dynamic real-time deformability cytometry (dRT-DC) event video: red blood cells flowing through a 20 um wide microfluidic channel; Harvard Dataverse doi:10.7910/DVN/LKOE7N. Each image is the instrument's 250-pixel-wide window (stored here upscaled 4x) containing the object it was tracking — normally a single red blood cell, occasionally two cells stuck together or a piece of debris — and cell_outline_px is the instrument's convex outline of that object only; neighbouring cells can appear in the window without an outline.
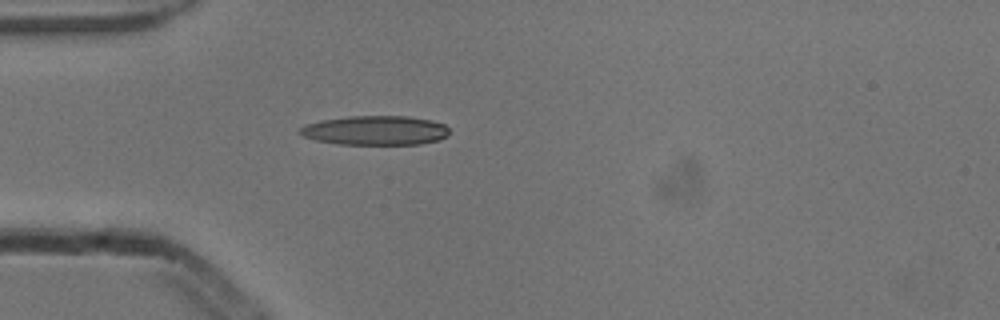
{"species": "common noctule bat (a hibernating species)", "species_latin": "Nyctalus noctula", "temperature_condition": "cold", "stored_images_in_passage": 14, "camera_frame_rate_fps": 3000, "um_per_image_px": 0.085, "animal": {"sex": "male", "body_mass_g": 13.3}, "frame": {"image": 1, "passage_image": 1, "time_ms": 0.0, "image_size_px": [1000, 320], "cell_outline_px": [[448, 136], [440, 140], [420, 144], [340, 144], [316, 140], [304, 136], [296, 132], [304, 124], [320, 120], [348, 116], [408, 116], [432, 120], [444, 124], [448, 128]], "centroid_in_image_um": [31.9, 11.08], "position_along_channel_um": 53.1, "area_um2": 25.72}}
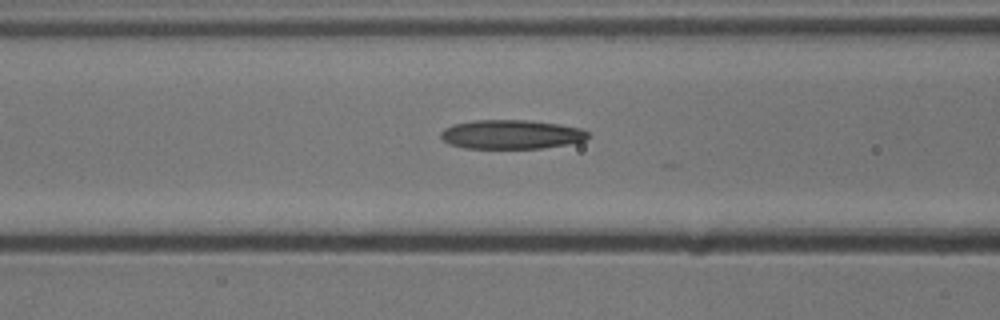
{"frame": {"image": 2, "passage_image": 7, "time_ms": 2.0, "image_size_px": [1000, 320], "cell_outline_px": [[588, 136], [584, 140], [568, 144], [540, 148], [464, 148], [448, 144], [440, 136], [440, 132], [444, 128], [452, 124], [472, 120], [528, 120], [560, 124], [580, 128], [588, 132]], "centroid_in_image_um": [43.41, 11.42], "position_along_channel_um": 123.2, "area_um2": 25.03}}
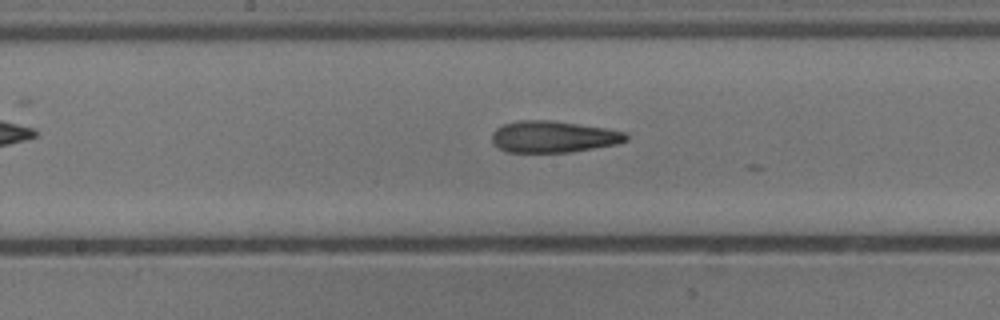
{"frame": {"image": 3, "passage_image": 13, "time_ms": 4.0, "image_size_px": [1000, 320], "cell_outline_px": [[628, 140], [616, 144], [568, 152], [508, 152], [492, 144], [492, 132], [496, 128], [504, 124], [516, 120], [552, 120], [604, 128], [628, 132]], "centroid_in_image_um": [47.01, 11.61], "position_along_channel_um": 201.2, "area_um2": 24.68}}